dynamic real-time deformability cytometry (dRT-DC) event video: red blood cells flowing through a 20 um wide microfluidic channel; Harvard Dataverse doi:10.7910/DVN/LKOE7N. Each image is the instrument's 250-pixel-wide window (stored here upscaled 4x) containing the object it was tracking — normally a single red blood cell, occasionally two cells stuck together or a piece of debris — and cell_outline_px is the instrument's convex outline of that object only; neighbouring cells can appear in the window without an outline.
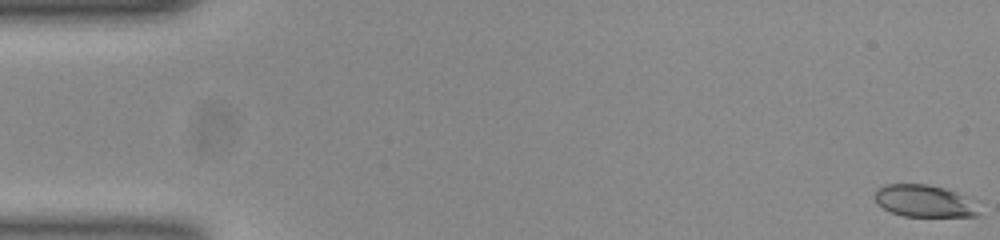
{"species": "common noctule bat (a hibernating species)", "species_latin": "Nyctalus noctula", "temperature_condition": "room temperature", "stored_images_in_passage": 13, "camera_frame_rate_fps": 3000, "um_per_image_px": 0.085, "animal": {"sex": "female", "body_mass_g": 23.0, "forearm_length_mm": 53.4}, "frame": {"image": 1, "passage_image": 1, "time_ms": 0.0, "image_size_px": [1000, 240], "cell_outline_px": [[980, 212], [976, 216], [904, 216], [892, 212], [876, 204], [872, 196], [884, 184], [928, 184], [944, 188], [956, 192], [964, 196]], "centroid_in_image_um": [78.48, 17.08], "position_along_channel_um": 6.5, "area_um2": 19.19}}